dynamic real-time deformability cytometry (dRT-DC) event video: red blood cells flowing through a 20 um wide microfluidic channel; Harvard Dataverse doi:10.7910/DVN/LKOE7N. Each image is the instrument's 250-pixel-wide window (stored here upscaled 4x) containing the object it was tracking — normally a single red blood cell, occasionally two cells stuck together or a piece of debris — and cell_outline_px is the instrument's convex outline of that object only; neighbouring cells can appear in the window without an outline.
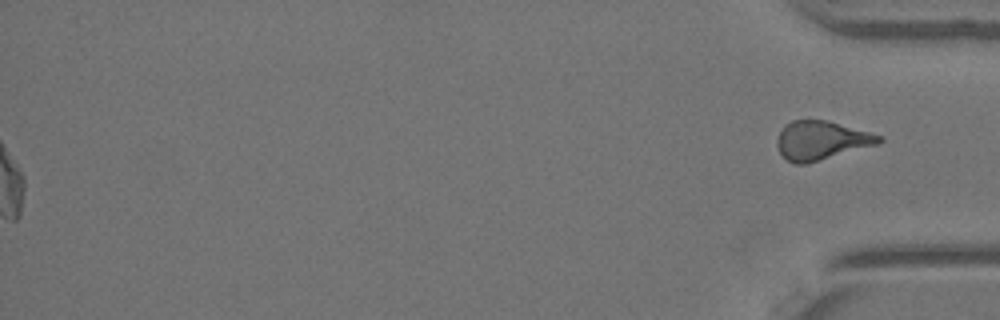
{"species": "Egyptian fruit bat (a non-hibernating species)", "species_latin": "Rousettus aegyptiacus", "temperature_condition": "warm", "stored_images_in_passage": 36, "segment_of_instrument_passage": [2, 2], "camera_frame_rate_fps": 3000, "um_per_image_px": 0.085, "animal": {"sex": "female"}, "frame": {"image": 1, "passage_image": 36, "time_ms": 11.667, "image_size_px": [1000, 320], "cell_outline_px": [[884, 140], [880, 144], [808, 164], [796, 164], [788, 160], [780, 152], [776, 144], [776, 140], [784, 124], [792, 120], [828, 120], [884, 136]], "centroid_in_image_um": [69.85, 11.94], "position_along_channel_um": 365.3, "area_um2": 23.41}}